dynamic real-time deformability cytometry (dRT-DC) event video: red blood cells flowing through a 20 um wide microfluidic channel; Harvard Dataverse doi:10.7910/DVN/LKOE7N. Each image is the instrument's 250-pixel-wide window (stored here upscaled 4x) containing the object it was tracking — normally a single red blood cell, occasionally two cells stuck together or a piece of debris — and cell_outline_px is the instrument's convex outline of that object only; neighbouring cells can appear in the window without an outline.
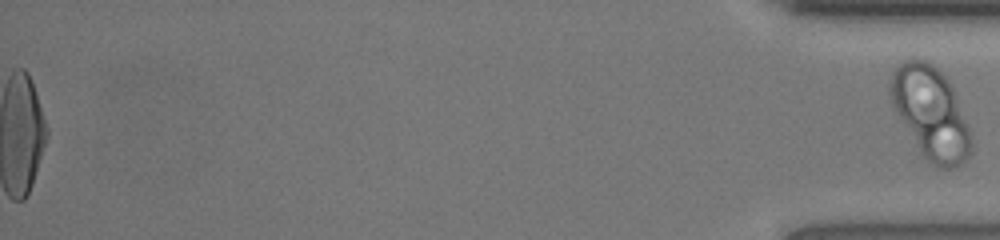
{"species": "human", "species_latin": "Homo sapiens", "temperature_condition": "room temperature", "stored_images_in_passage": 51, "segment_of_instrument_passage": [2, 2], "camera_frame_rate_fps": 3000, "um_per_image_px": 0.085, "donor": {"sex": "female"}, "frame": {"image": 1, "passage_image": 51, "time_ms": 16.667, "image_size_px": [1000, 240], "cell_outline_px": [[972, 144], [968, 156], [960, 164], [952, 168], [940, 168], [932, 164], [924, 156], [900, 116], [892, 100], [888, 88], [888, 84], [892, 72], [904, 60], [912, 56], [916, 56], [928, 60], [948, 80], [952, 88], [968, 128], [972, 140]], "centroid_in_image_um": [79.1, 9.53], "position_along_channel_um": 356.1, "area_um2": 42.25}}